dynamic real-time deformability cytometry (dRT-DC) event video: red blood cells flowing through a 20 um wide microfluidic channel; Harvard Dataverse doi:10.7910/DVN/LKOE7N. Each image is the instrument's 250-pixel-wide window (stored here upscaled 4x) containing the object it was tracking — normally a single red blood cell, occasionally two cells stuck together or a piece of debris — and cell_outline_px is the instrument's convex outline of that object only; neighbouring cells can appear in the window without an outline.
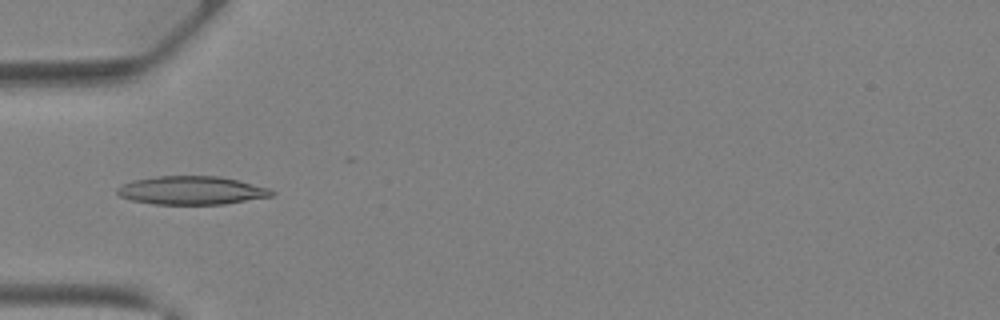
{"species": "Egyptian fruit bat (a non-hibernating species)", "species_latin": "Rousettus aegyptiacus", "temperature_condition": "warm", "stored_images_in_passage": 30, "camera_frame_rate_fps": 3000, "um_per_image_px": 0.085, "animal": {"sex": "female"}, "frame": {"image": 1, "passage_image": 3, "time_ms": 0.667, "image_size_px": [1000, 320], "cell_outline_px": [[276, 192], [272, 196], [224, 204], [156, 204], [132, 200], [120, 196], [116, 192], [116, 188], [132, 180], [156, 176], [220, 176], [268, 188]], "centroid_in_image_um": [16.26, 16.18], "position_along_channel_um": 68.7, "area_um2": 25.37}}
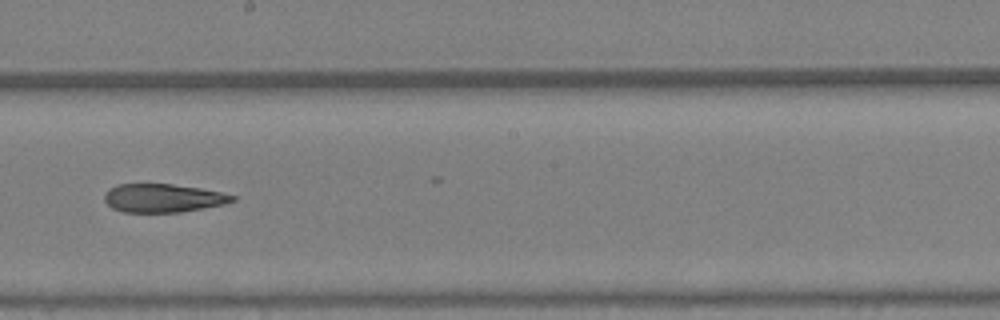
{"frame": {"image": 2, "passage_image": 13, "time_ms": 4.0, "image_size_px": [1000, 320], "cell_outline_px": [[236, 200], [224, 204], [180, 212], [124, 212], [112, 208], [104, 200], [104, 192], [108, 188], [120, 184], [172, 184], [200, 188], [220, 192], [236, 196]], "centroid_in_image_um": [13.83, 16.83], "position_along_channel_um": 234.4, "area_um2": 21.15}}
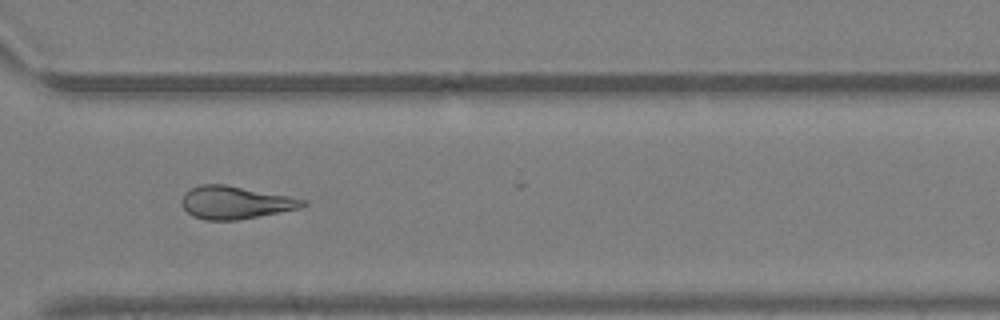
{"frame": {"image": 3, "passage_image": 20, "time_ms": 6.333, "image_size_px": [1000, 320], "cell_outline_px": [[308, 204], [300, 208], [236, 220], [204, 220], [192, 216], [180, 204], [180, 200], [184, 192], [200, 184], [224, 184], [288, 196], [308, 200]], "centroid_in_image_um": [19.96, 17.21], "position_along_channel_um": 350.6, "area_um2": 23.06}}